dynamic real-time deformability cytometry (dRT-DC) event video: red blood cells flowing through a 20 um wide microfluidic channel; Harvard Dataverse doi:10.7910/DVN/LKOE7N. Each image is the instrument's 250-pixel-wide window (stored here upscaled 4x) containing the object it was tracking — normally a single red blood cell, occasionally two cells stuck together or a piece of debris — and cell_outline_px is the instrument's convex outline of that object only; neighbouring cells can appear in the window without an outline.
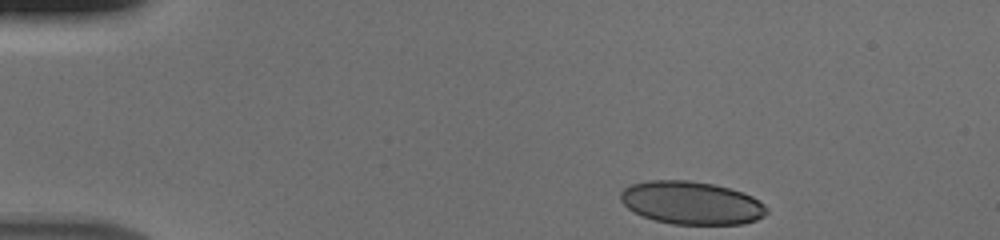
{"species": "human", "species_latin": "Homo sapiens", "temperature_condition": "cold", "stored_images_in_passage": 38, "camera_frame_rate_fps": 3000, "um_per_image_px": 0.085, "donor": {"sex": "male"}, "frame": {"image": 1, "passage_image": 1, "time_ms": 0.0, "image_size_px": [1000, 240], "cell_outline_px": [[768, 212], [764, 216], [756, 220], [744, 224], [672, 224], [656, 220], [644, 216], [628, 208], [620, 200], [620, 192], [624, 188], [632, 184], [648, 180], [688, 180], [716, 184], [744, 192], [760, 200], [768, 208]], "centroid_in_image_um": [58.81, 17.23], "position_along_channel_um": 26.2, "area_um2": 36.82}}
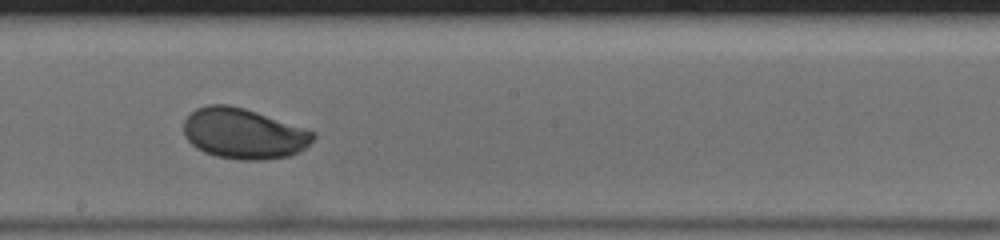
{"frame": {"image": 2, "passage_image": 23, "time_ms": 7.333, "image_size_px": [1000, 240], "cell_outline_px": [[316, 136], [304, 148], [288, 156], [264, 160], [236, 160], [216, 156], [204, 152], [196, 148], [184, 136], [184, 120], [196, 108], [208, 104], [228, 104], [244, 108], [316, 132]], "centroid_in_image_um": [20.68, 11.36], "position_along_channel_um": 227.5, "area_um2": 38.03}}
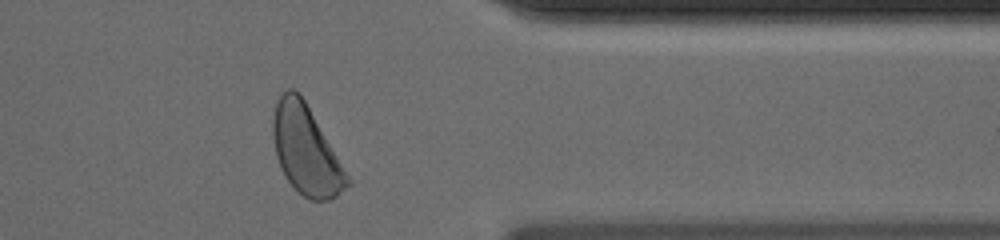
{"frame": {"image": 3, "passage_image": 36, "time_ms": 11.667, "image_size_px": [1000, 240], "cell_outline_px": [[352, 184], [336, 196], [328, 200], [308, 200], [284, 176], [280, 168], [276, 156], [272, 136], [272, 120], [276, 104], [280, 96], [288, 88], [292, 88], [304, 100], [352, 180]], "centroid_in_image_um": [26.01, 12.8], "position_along_channel_um": 385.4, "area_um2": 38.09}}